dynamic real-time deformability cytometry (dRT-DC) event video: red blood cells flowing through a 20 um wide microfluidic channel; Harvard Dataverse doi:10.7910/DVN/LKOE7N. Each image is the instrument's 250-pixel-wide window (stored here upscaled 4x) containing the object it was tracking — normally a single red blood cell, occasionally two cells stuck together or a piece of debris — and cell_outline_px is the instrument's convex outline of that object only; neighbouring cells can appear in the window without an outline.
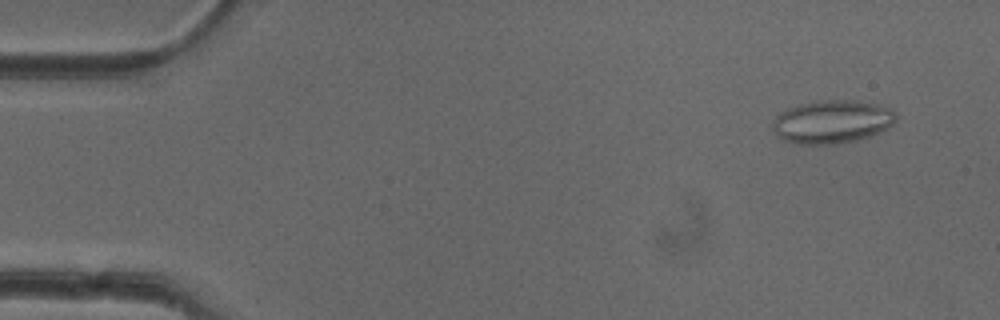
{"species": "common noctule bat (a hibernating species)", "species_latin": "Nyctalus noctula", "temperature_condition": "cold", "stored_images_in_passage": 51, "camera_frame_rate_fps": 3000, "um_per_image_px": 0.085, "animal": {"sex": "female"}, "frame": {"image": 1, "passage_image": 4, "time_ms": 1.0, "image_size_px": [1000, 320], "cell_outline_px": [[896, 120], [888, 128], [868, 136], [856, 140], [836, 144], [796, 144], [784, 140], [776, 136], [772, 128], [772, 120], [780, 112], [788, 108], [800, 104], [820, 100], [856, 100], [876, 104], [892, 108], [896, 112]], "centroid_in_image_um": [70.71, 10.34], "position_along_channel_um": 14.3, "area_um2": 31.27}}
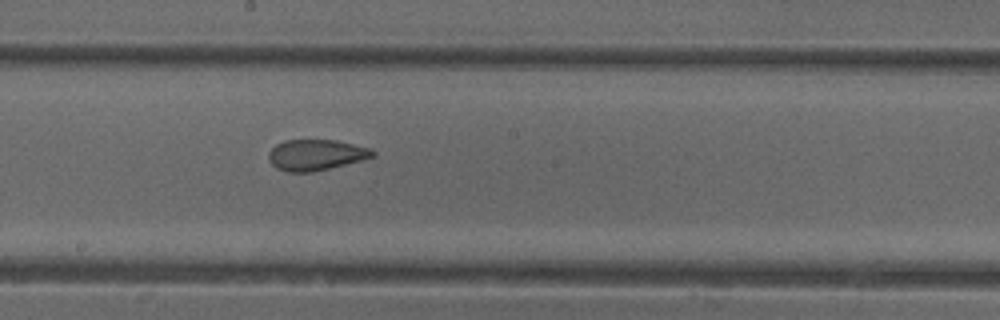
{"frame": {"image": 2, "passage_image": 28, "time_ms": 9.0, "image_size_px": [1000, 320], "cell_outline_px": [[376, 156], [364, 160], [312, 172], [288, 172], [276, 168], [268, 160], [268, 152], [276, 144], [284, 140], [336, 140], [372, 148], [376, 152]], "centroid_in_image_um": [26.88, 13.16], "position_along_channel_um": 221.3, "area_um2": 18.96}}
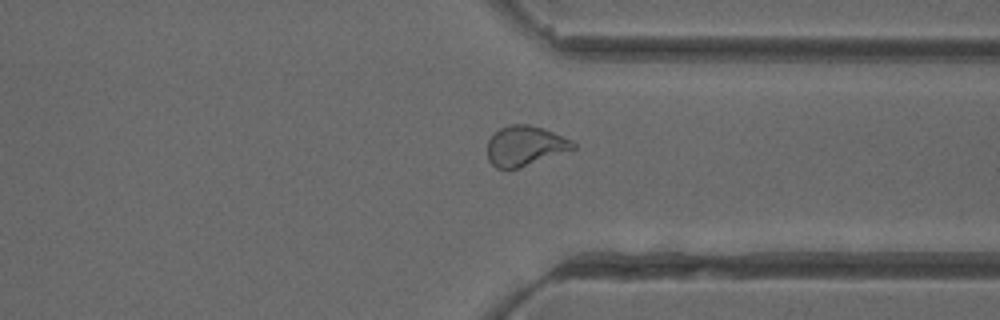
{"frame": {"image": 3, "passage_image": 39, "time_ms": 12.667, "image_size_px": [1000, 320], "cell_outline_px": [[576, 148], [520, 168], [496, 168], [488, 160], [488, 140], [500, 128], [508, 124], [528, 124], [544, 128], [572, 140], [576, 144]], "centroid_in_image_um": [44.63, 12.39], "position_along_channel_um": 366.8, "area_um2": 19.94}, "authors_computed_cell_mechanics": {"area_um2": 20.808, "velocity_mm_per_s": 3.9919, "shape_relaxation_time_tau1_ms": null, "shape_relaxation_time_tau2_ms": 1.3214, "deformation_change_tau1": null, "deformation_change_tau2": 0.0825}}